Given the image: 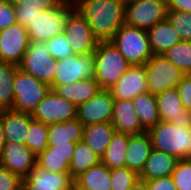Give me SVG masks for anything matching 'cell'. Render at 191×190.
<instances>
[{"instance_id":"6da1fadb","label":"cell","mask_w":191,"mask_h":190,"mask_svg":"<svg viewBox=\"0 0 191 190\" xmlns=\"http://www.w3.org/2000/svg\"><path fill=\"white\" fill-rule=\"evenodd\" d=\"M99 41H109L125 24V4L120 0H72Z\"/></svg>"},{"instance_id":"7a4b0ae2","label":"cell","mask_w":191,"mask_h":190,"mask_svg":"<svg viewBox=\"0 0 191 190\" xmlns=\"http://www.w3.org/2000/svg\"><path fill=\"white\" fill-rule=\"evenodd\" d=\"M154 150L178 160L191 159V129L160 121L148 131Z\"/></svg>"},{"instance_id":"3957f363","label":"cell","mask_w":191,"mask_h":190,"mask_svg":"<svg viewBox=\"0 0 191 190\" xmlns=\"http://www.w3.org/2000/svg\"><path fill=\"white\" fill-rule=\"evenodd\" d=\"M94 78L101 89L109 90L131 66L110 41H99L94 51Z\"/></svg>"},{"instance_id":"277c9868","label":"cell","mask_w":191,"mask_h":190,"mask_svg":"<svg viewBox=\"0 0 191 190\" xmlns=\"http://www.w3.org/2000/svg\"><path fill=\"white\" fill-rule=\"evenodd\" d=\"M109 41L131 66L145 65L153 56L146 30L124 24Z\"/></svg>"},{"instance_id":"5b68a950","label":"cell","mask_w":191,"mask_h":190,"mask_svg":"<svg viewBox=\"0 0 191 190\" xmlns=\"http://www.w3.org/2000/svg\"><path fill=\"white\" fill-rule=\"evenodd\" d=\"M73 9L72 0H64L58 7L38 13L26 28L30 42H45L63 33L66 18Z\"/></svg>"},{"instance_id":"8992f818","label":"cell","mask_w":191,"mask_h":190,"mask_svg":"<svg viewBox=\"0 0 191 190\" xmlns=\"http://www.w3.org/2000/svg\"><path fill=\"white\" fill-rule=\"evenodd\" d=\"M14 102L11 110L31 114L50 91V86L19 67L14 76Z\"/></svg>"},{"instance_id":"52a82bcc","label":"cell","mask_w":191,"mask_h":190,"mask_svg":"<svg viewBox=\"0 0 191 190\" xmlns=\"http://www.w3.org/2000/svg\"><path fill=\"white\" fill-rule=\"evenodd\" d=\"M148 92L157 95L174 88L185 74L162 55H153L145 64Z\"/></svg>"},{"instance_id":"ba28073f","label":"cell","mask_w":191,"mask_h":190,"mask_svg":"<svg viewBox=\"0 0 191 190\" xmlns=\"http://www.w3.org/2000/svg\"><path fill=\"white\" fill-rule=\"evenodd\" d=\"M167 13V0H138L125 5V24L147 31L166 20Z\"/></svg>"},{"instance_id":"9c48e42d","label":"cell","mask_w":191,"mask_h":190,"mask_svg":"<svg viewBox=\"0 0 191 190\" xmlns=\"http://www.w3.org/2000/svg\"><path fill=\"white\" fill-rule=\"evenodd\" d=\"M56 63L57 60L49 54L46 43L38 41L30 42L18 67L50 86L57 71Z\"/></svg>"},{"instance_id":"30bf717a","label":"cell","mask_w":191,"mask_h":190,"mask_svg":"<svg viewBox=\"0 0 191 190\" xmlns=\"http://www.w3.org/2000/svg\"><path fill=\"white\" fill-rule=\"evenodd\" d=\"M63 33L75 55L94 53L99 42L87 20L75 8L66 18Z\"/></svg>"},{"instance_id":"8fae6325","label":"cell","mask_w":191,"mask_h":190,"mask_svg":"<svg viewBox=\"0 0 191 190\" xmlns=\"http://www.w3.org/2000/svg\"><path fill=\"white\" fill-rule=\"evenodd\" d=\"M31 117L47 125L65 122L77 117V107L50 89L46 96L36 105Z\"/></svg>"},{"instance_id":"7c38bea8","label":"cell","mask_w":191,"mask_h":190,"mask_svg":"<svg viewBox=\"0 0 191 190\" xmlns=\"http://www.w3.org/2000/svg\"><path fill=\"white\" fill-rule=\"evenodd\" d=\"M56 68L51 85L74 84L76 81L92 78L95 72L94 53L59 59Z\"/></svg>"},{"instance_id":"4fadbf2b","label":"cell","mask_w":191,"mask_h":190,"mask_svg":"<svg viewBox=\"0 0 191 190\" xmlns=\"http://www.w3.org/2000/svg\"><path fill=\"white\" fill-rule=\"evenodd\" d=\"M29 46L27 29L21 24L0 31V61L19 66Z\"/></svg>"},{"instance_id":"5bb4252c","label":"cell","mask_w":191,"mask_h":190,"mask_svg":"<svg viewBox=\"0 0 191 190\" xmlns=\"http://www.w3.org/2000/svg\"><path fill=\"white\" fill-rule=\"evenodd\" d=\"M114 101L109 90L102 89L90 100L77 107V118L83 126L111 122L114 111Z\"/></svg>"},{"instance_id":"9a60e30c","label":"cell","mask_w":191,"mask_h":190,"mask_svg":"<svg viewBox=\"0 0 191 190\" xmlns=\"http://www.w3.org/2000/svg\"><path fill=\"white\" fill-rule=\"evenodd\" d=\"M161 121L170 122L180 128H191V111L184 109L176 87L155 95Z\"/></svg>"},{"instance_id":"2e32d148","label":"cell","mask_w":191,"mask_h":190,"mask_svg":"<svg viewBox=\"0 0 191 190\" xmlns=\"http://www.w3.org/2000/svg\"><path fill=\"white\" fill-rule=\"evenodd\" d=\"M22 187L25 190H74V179L69 172H50L36 164L23 178Z\"/></svg>"},{"instance_id":"e0dca14e","label":"cell","mask_w":191,"mask_h":190,"mask_svg":"<svg viewBox=\"0 0 191 190\" xmlns=\"http://www.w3.org/2000/svg\"><path fill=\"white\" fill-rule=\"evenodd\" d=\"M36 157L25 144L6 142L0 155V164L23 179L36 166Z\"/></svg>"},{"instance_id":"ac0fdd59","label":"cell","mask_w":191,"mask_h":190,"mask_svg":"<svg viewBox=\"0 0 191 190\" xmlns=\"http://www.w3.org/2000/svg\"><path fill=\"white\" fill-rule=\"evenodd\" d=\"M109 91L115 100H133L137 95L148 92L145 65L130 66Z\"/></svg>"},{"instance_id":"d6986e66","label":"cell","mask_w":191,"mask_h":190,"mask_svg":"<svg viewBox=\"0 0 191 190\" xmlns=\"http://www.w3.org/2000/svg\"><path fill=\"white\" fill-rule=\"evenodd\" d=\"M111 123L116 132L130 135L146 132L137 116L133 100H115Z\"/></svg>"},{"instance_id":"ffe728a7","label":"cell","mask_w":191,"mask_h":190,"mask_svg":"<svg viewBox=\"0 0 191 190\" xmlns=\"http://www.w3.org/2000/svg\"><path fill=\"white\" fill-rule=\"evenodd\" d=\"M152 150V141L147 131L130 135L125 152V166L139 175Z\"/></svg>"},{"instance_id":"44dd1931","label":"cell","mask_w":191,"mask_h":190,"mask_svg":"<svg viewBox=\"0 0 191 190\" xmlns=\"http://www.w3.org/2000/svg\"><path fill=\"white\" fill-rule=\"evenodd\" d=\"M50 88L76 107L102 90L94 77L76 81L74 84L50 85Z\"/></svg>"},{"instance_id":"7402d4cb","label":"cell","mask_w":191,"mask_h":190,"mask_svg":"<svg viewBox=\"0 0 191 190\" xmlns=\"http://www.w3.org/2000/svg\"><path fill=\"white\" fill-rule=\"evenodd\" d=\"M32 119L29 113L17 112L11 109L5 110L1 118V124L6 142L26 144Z\"/></svg>"},{"instance_id":"603a6c76","label":"cell","mask_w":191,"mask_h":190,"mask_svg":"<svg viewBox=\"0 0 191 190\" xmlns=\"http://www.w3.org/2000/svg\"><path fill=\"white\" fill-rule=\"evenodd\" d=\"M115 132L111 122L86 125L83 127L82 141L102 158Z\"/></svg>"},{"instance_id":"cb8c5ba5","label":"cell","mask_w":191,"mask_h":190,"mask_svg":"<svg viewBox=\"0 0 191 190\" xmlns=\"http://www.w3.org/2000/svg\"><path fill=\"white\" fill-rule=\"evenodd\" d=\"M153 55H163L167 50L181 42L175 28L166 19L147 30Z\"/></svg>"},{"instance_id":"d4e9b609","label":"cell","mask_w":191,"mask_h":190,"mask_svg":"<svg viewBox=\"0 0 191 190\" xmlns=\"http://www.w3.org/2000/svg\"><path fill=\"white\" fill-rule=\"evenodd\" d=\"M177 161L178 159L175 157L153 149L139 174V178L147 181L171 176Z\"/></svg>"},{"instance_id":"484cf974","label":"cell","mask_w":191,"mask_h":190,"mask_svg":"<svg viewBox=\"0 0 191 190\" xmlns=\"http://www.w3.org/2000/svg\"><path fill=\"white\" fill-rule=\"evenodd\" d=\"M74 190H111V172L102 162L74 179Z\"/></svg>"},{"instance_id":"4316f807","label":"cell","mask_w":191,"mask_h":190,"mask_svg":"<svg viewBox=\"0 0 191 190\" xmlns=\"http://www.w3.org/2000/svg\"><path fill=\"white\" fill-rule=\"evenodd\" d=\"M83 124L77 117L65 122L48 124V145L82 141Z\"/></svg>"},{"instance_id":"83f0119b","label":"cell","mask_w":191,"mask_h":190,"mask_svg":"<svg viewBox=\"0 0 191 190\" xmlns=\"http://www.w3.org/2000/svg\"><path fill=\"white\" fill-rule=\"evenodd\" d=\"M134 107L142 127L148 131L160 122L155 95L145 92L133 99Z\"/></svg>"},{"instance_id":"f1b7e54d","label":"cell","mask_w":191,"mask_h":190,"mask_svg":"<svg viewBox=\"0 0 191 190\" xmlns=\"http://www.w3.org/2000/svg\"><path fill=\"white\" fill-rule=\"evenodd\" d=\"M130 134L115 132L101 162L109 169L125 167V152Z\"/></svg>"},{"instance_id":"f546056e","label":"cell","mask_w":191,"mask_h":190,"mask_svg":"<svg viewBox=\"0 0 191 190\" xmlns=\"http://www.w3.org/2000/svg\"><path fill=\"white\" fill-rule=\"evenodd\" d=\"M101 158L83 141L76 143L73 158L70 162L69 173L75 179L91 167L99 164Z\"/></svg>"},{"instance_id":"4dcf8cb0","label":"cell","mask_w":191,"mask_h":190,"mask_svg":"<svg viewBox=\"0 0 191 190\" xmlns=\"http://www.w3.org/2000/svg\"><path fill=\"white\" fill-rule=\"evenodd\" d=\"M18 66L0 61V105L8 110L14 102V76Z\"/></svg>"},{"instance_id":"1f68e13d","label":"cell","mask_w":191,"mask_h":190,"mask_svg":"<svg viewBox=\"0 0 191 190\" xmlns=\"http://www.w3.org/2000/svg\"><path fill=\"white\" fill-rule=\"evenodd\" d=\"M162 56L171 61L185 75L191 74V41H181Z\"/></svg>"},{"instance_id":"d6a6232c","label":"cell","mask_w":191,"mask_h":190,"mask_svg":"<svg viewBox=\"0 0 191 190\" xmlns=\"http://www.w3.org/2000/svg\"><path fill=\"white\" fill-rule=\"evenodd\" d=\"M36 156L48 147V125L32 119L25 144Z\"/></svg>"},{"instance_id":"836d02e7","label":"cell","mask_w":191,"mask_h":190,"mask_svg":"<svg viewBox=\"0 0 191 190\" xmlns=\"http://www.w3.org/2000/svg\"><path fill=\"white\" fill-rule=\"evenodd\" d=\"M72 158L73 155L50 154V148L47 147L36 157V164L50 172L64 173L69 172Z\"/></svg>"},{"instance_id":"e575fe53","label":"cell","mask_w":191,"mask_h":190,"mask_svg":"<svg viewBox=\"0 0 191 190\" xmlns=\"http://www.w3.org/2000/svg\"><path fill=\"white\" fill-rule=\"evenodd\" d=\"M181 41H191V12L168 10L167 18Z\"/></svg>"},{"instance_id":"d590c367","label":"cell","mask_w":191,"mask_h":190,"mask_svg":"<svg viewBox=\"0 0 191 190\" xmlns=\"http://www.w3.org/2000/svg\"><path fill=\"white\" fill-rule=\"evenodd\" d=\"M111 172V190H129L138 180L139 175L129 168L121 167L110 169Z\"/></svg>"},{"instance_id":"8d00e7d4","label":"cell","mask_w":191,"mask_h":190,"mask_svg":"<svg viewBox=\"0 0 191 190\" xmlns=\"http://www.w3.org/2000/svg\"><path fill=\"white\" fill-rule=\"evenodd\" d=\"M45 43L49 50V54L55 60L68 58L75 55L64 33H59L53 36L49 40L45 41Z\"/></svg>"},{"instance_id":"74e56055","label":"cell","mask_w":191,"mask_h":190,"mask_svg":"<svg viewBox=\"0 0 191 190\" xmlns=\"http://www.w3.org/2000/svg\"><path fill=\"white\" fill-rule=\"evenodd\" d=\"M171 177L178 190H191V159L178 160Z\"/></svg>"},{"instance_id":"f35d334b","label":"cell","mask_w":191,"mask_h":190,"mask_svg":"<svg viewBox=\"0 0 191 190\" xmlns=\"http://www.w3.org/2000/svg\"><path fill=\"white\" fill-rule=\"evenodd\" d=\"M17 23L15 5L11 0H0V31Z\"/></svg>"},{"instance_id":"ab89813d","label":"cell","mask_w":191,"mask_h":190,"mask_svg":"<svg viewBox=\"0 0 191 190\" xmlns=\"http://www.w3.org/2000/svg\"><path fill=\"white\" fill-rule=\"evenodd\" d=\"M23 179L0 164V190H19Z\"/></svg>"},{"instance_id":"60d3db41","label":"cell","mask_w":191,"mask_h":190,"mask_svg":"<svg viewBox=\"0 0 191 190\" xmlns=\"http://www.w3.org/2000/svg\"><path fill=\"white\" fill-rule=\"evenodd\" d=\"M64 0H11L14 5H23V8H39L48 10L58 7Z\"/></svg>"},{"instance_id":"b9f144b4","label":"cell","mask_w":191,"mask_h":190,"mask_svg":"<svg viewBox=\"0 0 191 190\" xmlns=\"http://www.w3.org/2000/svg\"><path fill=\"white\" fill-rule=\"evenodd\" d=\"M183 107L187 111H191V74L185 75L176 86Z\"/></svg>"},{"instance_id":"7bdbcfd3","label":"cell","mask_w":191,"mask_h":190,"mask_svg":"<svg viewBox=\"0 0 191 190\" xmlns=\"http://www.w3.org/2000/svg\"><path fill=\"white\" fill-rule=\"evenodd\" d=\"M17 23L27 28L32 20L42 10L39 8H23V5H15Z\"/></svg>"},{"instance_id":"ee69618b","label":"cell","mask_w":191,"mask_h":190,"mask_svg":"<svg viewBox=\"0 0 191 190\" xmlns=\"http://www.w3.org/2000/svg\"><path fill=\"white\" fill-rule=\"evenodd\" d=\"M148 190H178L171 176L146 181Z\"/></svg>"},{"instance_id":"f6af8a7d","label":"cell","mask_w":191,"mask_h":190,"mask_svg":"<svg viewBox=\"0 0 191 190\" xmlns=\"http://www.w3.org/2000/svg\"><path fill=\"white\" fill-rule=\"evenodd\" d=\"M76 143L68 141V143L48 145L50 154L73 155Z\"/></svg>"},{"instance_id":"bcb514c9","label":"cell","mask_w":191,"mask_h":190,"mask_svg":"<svg viewBox=\"0 0 191 190\" xmlns=\"http://www.w3.org/2000/svg\"><path fill=\"white\" fill-rule=\"evenodd\" d=\"M168 10L191 12V0H167Z\"/></svg>"},{"instance_id":"7dc6e473","label":"cell","mask_w":191,"mask_h":190,"mask_svg":"<svg viewBox=\"0 0 191 190\" xmlns=\"http://www.w3.org/2000/svg\"><path fill=\"white\" fill-rule=\"evenodd\" d=\"M129 190H148L146 180L138 178Z\"/></svg>"},{"instance_id":"c3c4849f","label":"cell","mask_w":191,"mask_h":190,"mask_svg":"<svg viewBox=\"0 0 191 190\" xmlns=\"http://www.w3.org/2000/svg\"><path fill=\"white\" fill-rule=\"evenodd\" d=\"M6 144V140H5V136H4V131H3V127L1 124V120H0V155L2 153L3 147Z\"/></svg>"},{"instance_id":"681fc988","label":"cell","mask_w":191,"mask_h":190,"mask_svg":"<svg viewBox=\"0 0 191 190\" xmlns=\"http://www.w3.org/2000/svg\"><path fill=\"white\" fill-rule=\"evenodd\" d=\"M121 2H123L125 5L129 4V3H132V2H135V1H138V0H120Z\"/></svg>"},{"instance_id":"f907efd6","label":"cell","mask_w":191,"mask_h":190,"mask_svg":"<svg viewBox=\"0 0 191 190\" xmlns=\"http://www.w3.org/2000/svg\"><path fill=\"white\" fill-rule=\"evenodd\" d=\"M5 110H6V109H4V108L0 105V120H1L2 115H3V113H4Z\"/></svg>"}]
</instances>
